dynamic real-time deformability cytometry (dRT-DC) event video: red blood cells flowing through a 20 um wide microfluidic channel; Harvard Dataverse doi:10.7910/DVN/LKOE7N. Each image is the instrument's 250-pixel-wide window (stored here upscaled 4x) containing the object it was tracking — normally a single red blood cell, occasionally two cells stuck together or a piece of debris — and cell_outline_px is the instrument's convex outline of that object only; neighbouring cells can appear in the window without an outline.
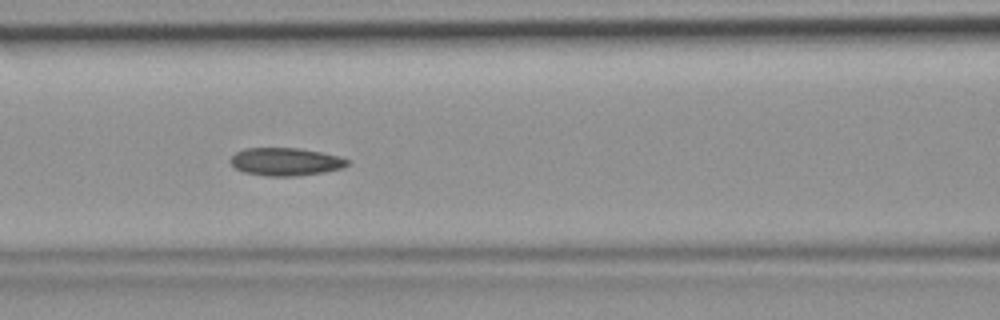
{"species": "common noctule bat (a hibernating species)", "species_latin": "Nyctalus noctula", "temperature_condition": "room temperature", "stored_images_in_passage": 37, "camera_frame_rate_fps": 3000, "um_per_image_px": 0.085, "animal": {"sex": "female", "body_mass_g": 19.9}, "frame": {"image": 1, "passage_image": 16, "time_ms": 5.0, "image_size_px": [1000, 320], "cell_outline_px": [[352, 160], [344, 168], [324, 172], [296, 176], [268, 176], [244, 172], [236, 168], [228, 160], [236, 152], [244, 148], [300, 148], [340, 156]], "centroid_in_image_um": [24.31, 13.74], "position_along_channel_um": 142.3, "area_um2": 19.13}}